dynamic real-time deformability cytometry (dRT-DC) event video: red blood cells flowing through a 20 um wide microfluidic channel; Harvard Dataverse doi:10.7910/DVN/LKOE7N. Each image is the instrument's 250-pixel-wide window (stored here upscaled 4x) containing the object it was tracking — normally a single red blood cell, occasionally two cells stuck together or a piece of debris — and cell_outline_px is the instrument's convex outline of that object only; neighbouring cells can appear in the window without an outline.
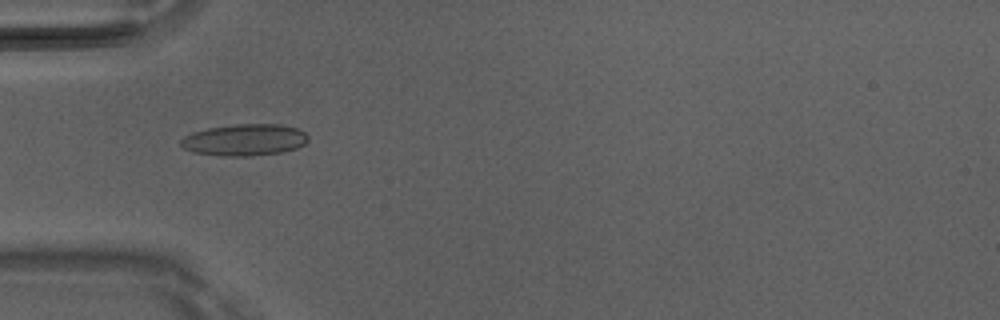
{"species": "Egyptian fruit bat (a non-hibernating species)", "species_latin": "Rousettus aegyptiacus", "temperature_condition": "room temperature", "stored_images_in_passage": 5, "camera_frame_rate_fps": 3000, "um_per_image_px": 0.085, "animal": {"sex": "male"}, "frame": {"image": 1, "passage_image": 3, "time_ms": 0.667, "image_size_px": [1000, 320], "cell_outline_px": [[308, 140], [304, 144], [296, 148], [280, 152], [248, 156], [220, 156], [192, 152], [184, 148], [180, 144], [180, 140], [184, 136], [192, 132], [208, 128], [236, 124], [280, 124], [296, 128], [304, 132], [308, 136]], "centroid_in_image_um": [20.76, 11.89], "position_along_channel_um": 64.2, "area_um2": 23.47}}